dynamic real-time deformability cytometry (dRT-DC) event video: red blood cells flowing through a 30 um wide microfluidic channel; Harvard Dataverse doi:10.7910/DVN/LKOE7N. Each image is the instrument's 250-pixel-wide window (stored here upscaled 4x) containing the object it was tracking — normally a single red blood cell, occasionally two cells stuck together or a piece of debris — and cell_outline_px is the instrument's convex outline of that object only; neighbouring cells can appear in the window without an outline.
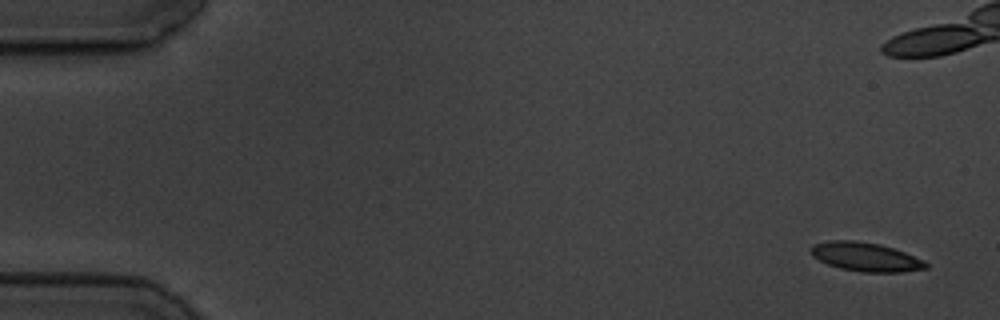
{"species": "common noctule bat (a hibernating species)", "species_latin": "Nyctalus noctula", "temperature_condition": "cold", "stored_images_in_passage": 6, "camera_frame_rate_fps": 3000, "um_per_image_px": 0.085, "animal": {"sex": "male", "body_mass_g": 19.5, "forearm_length_mm": 54.6}, "frame": {"image": 1, "passage_image": 1, "time_ms": 0.0, "image_size_px": [1000, 320], "cell_outline_px": [[928, 268], [904, 272], [860, 272], [840, 268], [828, 264], [812, 256], [812, 244], [828, 240], [856, 240], [880, 244], [904, 252], [924, 260], [928, 264]], "centroid_in_image_um": [73.59, 21.83], "position_along_channel_um": 11.4, "area_um2": 19.36}}